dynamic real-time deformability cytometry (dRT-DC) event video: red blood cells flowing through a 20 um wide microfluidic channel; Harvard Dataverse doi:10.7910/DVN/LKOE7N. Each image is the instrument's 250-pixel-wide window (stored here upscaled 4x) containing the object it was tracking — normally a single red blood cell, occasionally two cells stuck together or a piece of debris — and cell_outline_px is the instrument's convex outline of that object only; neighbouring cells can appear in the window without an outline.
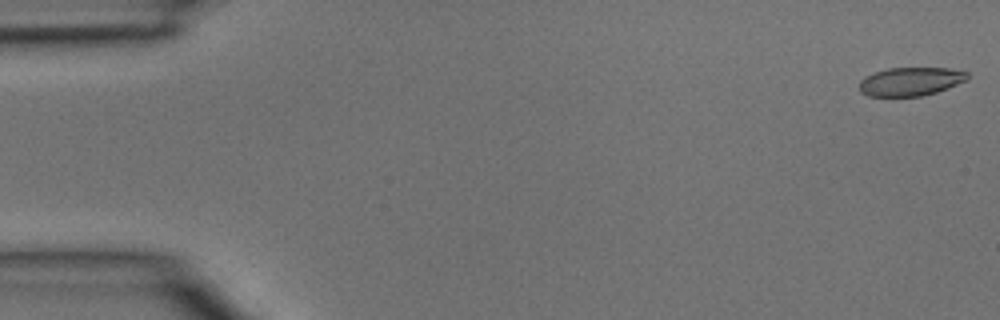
{"species": "common noctule bat (a hibernating species)", "species_latin": "Nyctalus noctula", "temperature_condition": "room temperature", "stored_images_in_passage": 3, "camera_frame_rate_fps": 3000, "um_per_image_px": 0.085, "animal": {"sex": "male", "body_mass_g": 15.6}, "frame": {"image": 1, "passage_image": 1, "time_ms": 0.0, "image_size_px": [1000, 320], "cell_outline_px": [[968, 80], [948, 88], [936, 92], [920, 96], [868, 96], [860, 92], [860, 80], [864, 76], [888, 68], [948, 68], [968, 72]], "centroid_in_image_um": [77.4, 6.93], "position_along_channel_um": 7.6, "area_um2": 17.98}}
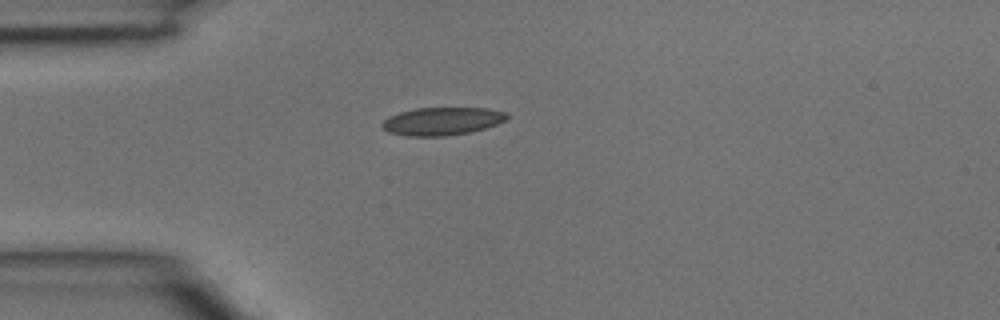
{"frame": {"image": 2, "passage_image": 3, "time_ms": 0.667, "image_size_px": [1000, 320], "cell_outline_px": [[508, 116], [504, 120], [496, 124], [484, 128], [468, 132], [444, 136], [408, 136], [388, 132], [380, 124], [384, 120], [400, 112], [416, 108], [484, 108], [504, 112]], "centroid_in_image_um": [37.54, 10.3], "position_along_channel_um": 47.5, "area_um2": 19.88}}